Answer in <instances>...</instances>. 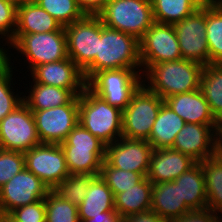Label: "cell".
Wrapping results in <instances>:
<instances>
[{
    "label": "cell",
    "mask_w": 222,
    "mask_h": 222,
    "mask_svg": "<svg viewBox=\"0 0 222 222\" xmlns=\"http://www.w3.org/2000/svg\"><path fill=\"white\" fill-rule=\"evenodd\" d=\"M142 69L139 40L125 32L105 26L101 21L98 54L83 71L88 82L97 72L111 69Z\"/></svg>",
    "instance_id": "6da1fadb"
},
{
    "label": "cell",
    "mask_w": 222,
    "mask_h": 222,
    "mask_svg": "<svg viewBox=\"0 0 222 222\" xmlns=\"http://www.w3.org/2000/svg\"><path fill=\"white\" fill-rule=\"evenodd\" d=\"M202 69L203 65L185 59L158 63L143 74V84L164 100L199 89Z\"/></svg>",
    "instance_id": "7a4b0ae2"
},
{
    "label": "cell",
    "mask_w": 222,
    "mask_h": 222,
    "mask_svg": "<svg viewBox=\"0 0 222 222\" xmlns=\"http://www.w3.org/2000/svg\"><path fill=\"white\" fill-rule=\"evenodd\" d=\"M79 119L85 129L106 145L122 137V111L88 87L79 95Z\"/></svg>",
    "instance_id": "3957f363"
},
{
    "label": "cell",
    "mask_w": 222,
    "mask_h": 222,
    "mask_svg": "<svg viewBox=\"0 0 222 222\" xmlns=\"http://www.w3.org/2000/svg\"><path fill=\"white\" fill-rule=\"evenodd\" d=\"M60 146L64 151L70 174L100 175L101 164L105 160L106 144L80 123Z\"/></svg>",
    "instance_id": "277c9868"
},
{
    "label": "cell",
    "mask_w": 222,
    "mask_h": 222,
    "mask_svg": "<svg viewBox=\"0 0 222 222\" xmlns=\"http://www.w3.org/2000/svg\"><path fill=\"white\" fill-rule=\"evenodd\" d=\"M97 15L105 26L138 40L154 23L151 0H109Z\"/></svg>",
    "instance_id": "5b68a950"
},
{
    "label": "cell",
    "mask_w": 222,
    "mask_h": 222,
    "mask_svg": "<svg viewBox=\"0 0 222 222\" xmlns=\"http://www.w3.org/2000/svg\"><path fill=\"white\" fill-rule=\"evenodd\" d=\"M143 84L142 69H111L97 72L87 87L109 105L123 111Z\"/></svg>",
    "instance_id": "8992f818"
},
{
    "label": "cell",
    "mask_w": 222,
    "mask_h": 222,
    "mask_svg": "<svg viewBox=\"0 0 222 222\" xmlns=\"http://www.w3.org/2000/svg\"><path fill=\"white\" fill-rule=\"evenodd\" d=\"M8 49L21 53L28 61V70L42 64L68 58L66 34L62 26L58 31L14 35ZM12 47V48H10Z\"/></svg>",
    "instance_id": "52a82bcc"
},
{
    "label": "cell",
    "mask_w": 222,
    "mask_h": 222,
    "mask_svg": "<svg viewBox=\"0 0 222 222\" xmlns=\"http://www.w3.org/2000/svg\"><path fill=\"white\" fill-rule=\"evenodd\" d=\"M163 103L161 97L142 84L122 111V137L148 140Z\"/></svg>",
    "instance_id": "ba28073f"
},
{
    "label": "cell",
    "mask_w": 222,
    "mask_h": 222,
    "mask_svg": "<svg viewBox=\"0 0 222 222\" xmlns=\"http://www.w3.org/2000/svg\"><path fill=\"white\" fill-rule=\"evenodd\" d=\"M68 57L84 71L98 54L101 39V19L98 15H85L64 27Z\"/></svg>",
    "instance_id": "9c48e42d"
},
{
    "label": "cell",
    "mask_w": 222,
    "mask_h": 222,
    "mask_svg": "<svg viewBox=\"0 0 222 222\" xmlns=\"http://www.w3.org/2000/svg\"><path fill=\"white\" fill-rule=\"evenodd\" d=\"M142 74L152 65L183 59L173 24L154 22L139 40Z\"/></svg>",
    "instance_id": "30bf717a"
},
{
    "label": "cell",
    "mask_w": 222,
    "mask_h": 222,
    "mask_svg": "<svg viewBox=\"0 0 222 222\" xmlns=\"http://www.w3.org/2000/svg\"><path fill=\"white\" fill-rule=\"evenodd\" d=\"M40 144L33 112L24 102L0 121V149L25 153Z\"/></svg>",
    "instance_id": "8fae6325"
},
{
    "label": "cell",
    "mask_w": 222,
    "mask_h": 222,
    "mask_svg": "<svg viewBox=\"0 0 222 222\" xmlns=\"http://www.w3.org/2000/svg\"><path fill=\"white\" fill-rule=\"evenodd\" d=\"M25 168L54 190L69 175L65 154L59 144H43L24 153Z\"/></svg>",
    "instance_id": "7c38bea8"
},
{
    "label": "cell",
    "mask_w": 222,
    "mask_h": 222,
    "mask_svg": "<svg viewBox=\"0 0 222 222\" xmlns=\"http://www.w3.org/2000/svg\"><path fill=\"white\" fill-rule=\"evenodd\" d=\"M182 58L209 64V47L206 39V2L193 14L174 24Z\"/></svg>",
    "instance_id": "4fadbf2b"
},
{
    "label": "cell",
    "mask_w": 222,
    "mask_h": 222,
    "mask_svg": "<svg viewBox=\"0 0 222 222\" xmlns=\"http://www.w3.org/2000/svg\"><path fill=\"white\" fill-rule=\"evenodd\" d=\"M49 187L35 174L24 168L0 188V214L45 199Z\"/></svg>",
    "instance_id": "5bb4252c"
},
{
    "label": "cell",
    "mask_w": 222,
    "mask_h": 222,
    "mask_svg": "<svg viewBox=\"0 0 222 222\" xmlns=\"http://www.w3.org/2000/svg\"><path fill=\"white\" fill-rule=\"evenodd\" d=\"M31 111L39 140L43 144L60 145L78 124V104H65L55 108Z\"/></svg>",
    "instance_id": "9a60e30c"
},
{
    "label": "cell",
    "mask_w": 222,
    "mask_h": 222,
    "mask_svg": "<svg viewBox=\"0 0 222 222\" xmlns=\"http://www.w3.org/2000/svg\"><path fill=\"white\" fill-rule=\"evenodd\" d=\"M152 145L147 140L120 137L106 145L105 162L114 168L147 176Z\"/></svg>",
    "instance_id": "2e32d148"
},
{
    "label": "cell",
    "mask_w": 222,
    "mask_h": 222,
    "mask_svg": "<svg viewBox=\"0 0 222 222\" xmlns=\"http://www.w3.org/2000/svg\"><path fill=\"white\" fill-rule=\"evenodd\" d=\"M213 126L186 123L176 135L172 149L189 155L196 162L215 156L219 147L214 141Z\"/></svg>",
    "instance_id": "e0dca14e"
},
{
    "label": "cell",
    "mask_w": 222,
    "mask_h": 222,
    "mask_svg": "<svg viewBox=\"0 0 222 222\" xmlns=\"http://www.w3.org/2000/svg\"><path fill=\"white\" fill-rule=\"evenodd\" d=\"M32 82L68 90H84L87 87L83 71L68 57L34 67L30 71Z\"/></svg>",
    "instance_id": "ac0fdd59"
},
{
    "label": "cell",
    "mask_w": 222,
    "mask_h": 222,
    "mask_svg": "<svg viewBox=\"0 0 222 222\" xmlns=\"http://www.w3.org/2000/svg\"><path fill=\"white\" fill-rule=\"evenodd\" d=\"M196 163L172 148L153 149L146 178L152 183L171 182Z\"/></svg>",
    "instance_id": "d6986e66"
},
{
    "label": "cell",
    "mask_w": 222,
    "mask_h": 222,
    "mask_svg": "<svg viewBox=\"0 0 222 222\" xmlns=\"http://www.w3.org/2000/svg\"><path fill=\"white\" fill-rule=\"evenodd\" d=\"M164 102L186 123L214 125V116L200 89L174 94Z\"/></svg>",
    "instance_id": "ffe728a7"
},
{
    "label": "cell",
    "mask_w": 222,
    "mask_h": 222,
    "mask_svg": "<svg viewBox=\"0 0 222 222\" xmlns=\"http://www.w3.org/2000/svg\"><path fill=\"white\" fill-rule=\"evenodd\" d=\"M28 96L23 95V102L30 110H45L65 104H79V95L84 90H68L51 85L31 82Z\"/></svg>",
    "instance_id": "44dd1931"
},
{
    "label": "cell",
    "mask_w": 222,
    "mask_h": 222,
    "mask_svg": "<svg viewBox=\"0 0 222 222\" xmlns=\"http://www.w3.org/2000/svg\"><path fill=\"white\" fill-rule=\"evenodd\" d=\"M151 209L165 222L191 211L181 200L179 185L174 181L153 184Z\"/></svg>",
    "instance_id": "7402d4cb"
},
{
    "label": "cell",
    "mask_w": 222,
    "mask_h": 222,
    "mask_svg": "<svg viewBox=\"0 0 222 222\" xmlns=\"http://www.w3.org/2000/svg\"><path fill=\"white\" fill-rule=\"evenodd\" d=\"M61 24L34 0L17 8V25L14 35H28L58 31Z\"/></svg>",
    "instance_id": "603a6c76"
},
{
    "label": "cell",
    "mask_w": 222,
    "mask_h": 222,
    "mask_svg": "<svg viewBox=\"0 0 222 222\" xmlns=\"http://www.w3.org/2000/svg\"><path fill=\"white\" fill-rule=\"evenodd\" d=\"M174 182L179 185L181 200L191 211L207 208L206 185L200 162H196Z\"/></svg>",
    "instance_id": "cb8c5ba5"
},
{
    "label": "cell",
    "mask_w": 222,
    "mask_h": 222,
    "mask_svg": "<svg viewBox=\"0 0 222 222\" xmlns=\"http://www.w3.org/2000/svg\"><path fill=\"white\" fill-rule=\"evenodd\" d=\"M185 124L186 122L164 102L147 141L153 149L172 148L176 135Z\"/></svg>",
    "instance_id": "d4e9b609"
},
{
    "label": "cell",
    "mask_w": 222,
    "mask_h": 222,
    "mask_svg": "<svg viewBox=\"0 0 222 222\" xmlns=\"http://www.w3.org/2000/svg\"><path fill=\"white\" fill-rule=\"evenodd\" d=\"M113 209L115 207L112 190L100 175L96 176L91 181L84 200L78 205L79 219H91L92 216L101 215Z\"/></svg>",
    "instance_id": "484cf974"
},
{
    "label": "cell",
    "mask_w": 222,
    "mask_h": 222,
    "mask_svg": "<svg viewBox=\"0 0 222 222\" xmlns=\"http://www.w3.org/2000/svg\"><path fill=\"white\" fill-rule=\"evenodd\" d=\"M153 184L144 177L132 188L114 196V207L121 218L151 209Z\"/></svg>",
    "instance_id": "4316f807"
},
{
    "label": "cell",
    "mask_w": 222,
    "mask_h": 222,
    "mask_svg": "<svg viewBox=\"0 0 222 222\" xmlns=\"http://www.w3.org/2000/svg\"><path fill=\"white\" fill-rule=\"evenodd\" d=\"M207 0H151L154 22L175 24L197 11Z\"/></svg>",
    "instance_id": "83f0119b"
},
{
    "label": "cell",
    "mask_w": 222,
    "mask_h": 222,
    "mask_svg": "<svg viewBox=\"0 0 222 222\" xmlns=\"http://www.w3.org/2000/svg\"><path fill=\"white\" fill-rule=\"evenodd\" d=\"M200 165L206 185L207 208L222 213V157L217 153L201 161Z\"/></svg>",
    "instance_id": "f1b7e54d"
},
{
    "label": "cell",
    "mask_w": 222,
    "mask_h": 222,
    "mask_svg": "<svg viewBox=\"0 0 222 222\" xmlns=\"http://www.w3.org/2000/svg\"><path fill=\"white\" fill-rule=\"evenodd\" d=\"M199 89L208 102L213 116L221 113L222 67L219 63H209L203 66Z\"/></svg>",
    "instance_id": "f546056e"
},
{
    "label": "cell",
    "mask_w": 222,
    "mask_h": 222,
    "mask_svg": "<svg viewBox=\"0 0 222 222\" xmlns=\"http://www.w3.org/2000/svg\"><path fill=\"white\" fill-rule=\"evenodd\" d=\"M206 39L209 47V63L222 61V6L206 1Z\"/></svg>",
    "instance_id": "4dcf8cb0"
},
{
    "label": "cell",
    "mask_w": 222,
    "mask_h": 222,
    "mask_svg": "<svg viewBox=\"0 0 222 222\" xmlns=\"http://www.w3.org/2000/svg\"><path fill=\"white\" fill-rule=\"evenodd\" d=\"M41 8L65 27L82 19L86 14L76 0H34Z\"/></svg>",
    "instance_id": "1f68e13d"
},
{
    "label": "cell",
    "mask_w": 222,
    "mask_h": 222,
    "mask_svg": "<svg viewBox=\"0 0 222 222\" xmlns=\"http://www.w3.org/2000/svg\"><path fill=\"white\" fill-rule=\"evenodd\" d=\"M46 222H80L78 206L63 199L54 190L45 198Z\"/></svg>",
    "instance_id": "d6a6232c"
},
{
    "label": "cell",
    "mask_w": 222,
    "mask_h": 222,
    "mask_svg": "<svg viewBox=\"0 0 222 222\" xmlns=\"http://www.w3.org/2000/svg\"><path fill=\"white\" fill-rule=\"evenodd\" d=\"M100 177L112 190L114 196L132 188L144 178L142 174L111 167L105 161L101 164Z\"/></svg>",
    "instance_id": "836d02e7"
},
{
    "label": "cell",
    "mask_w": 222,
    "mask_h": 222,
    "mask_svg": "<svg viewBox=\"0 0 222 222\" xmlns=\"http://www.w3.org/2000/svg\"><path fill=\"white\" fill-rule=\"evenodd\" d=\"M96 176L70 174L54 191L66 201L78 206L84 200L88 187Z\"/></svg>",
    "instance_id": "e575fe53"
},
{
    "label": "cell",
    "mask_w": 222,
    "mask_h": 222,
    "mask_svg": "<svg viewBox=\"0 0 222 222\" xmlns=\"http://www.w3.org/2000/svg\"><path fill=\"white\" fill-rule=\"evenodd\" d=\"M10 57L9 55V65L0 71V121L23 102L21 94H14L12 68L15 67H12Z\"/></svg>",
    "instance_id": "d590c367"
},
{
    "label": "cell",
    "mask_w": 222,
    "mask_h": 222,
    "mask_svg": "<svg viewBox=\"0 0 222 222\" xmlns=\"http://www.w3.org/2000/svg\"><path fill=\"white\" fill-rule=\"evenodd\" d=\"M24 168V153L0 149V188Z\"/></svg>",
    "instance_id": "8d00e7d4"
},
{
    "label": "cell",
    "mask_w": 222,
    "mask_h": 222,
    "mask_svg": "<svg viewBox=\"0 0 222 222\" xmlns=\"http://www.w3.org/2000/svg\"><path fill=\"white\" fill-rule=\"evenodd\" d=\"M17 25V8L7 1L0 0V39L9 44Z\"/></svg>",
    "instance_id": "74e56055"
},
{
    "label": "cell",
    "mask_w": 222,
    "mask_h": 222,
    "mask_svg": "<svg viewBox=\"0 0 222 222\" xmlns=\"http://www.w3.org/2000/svg\"><path fill=\"white\" fill-rule=\"evenodd\" d=\"M9 215L17 222H46L45 199L15 208Z\"/></svg>",
    "instance_id": "f35d334b"
},
{
    "label": "cell",
    "mask_w": 222,
    "mask_h": 222,
    "mask_svg": "<svg viewBox=\"0 0 222 222\" xmlns=\"http://www.w3.org/2000/svg\"><path fill=\"white\" fill-rule=\"evenodd\" d=\"M167 222H215V212L209 208L192 210L179 218Z\"/></svg>",
    "instance_id": "ab89813d"
},
{
    "label": "cell",
    "mask_w": 222,
    "mask_h": 222,
    "mask_svg": "<svg viewBox=\"0 0 222 222\" xmlns=\"http://www.w3.org/2000/svg\"><path fill=\"white\" fill-rule=\"evenodd\" d=\"M122 222H165L156 212L152 209L142 211L138 214L126 216L121 219Z\"/></svg>",
    "instance_id": "60d3db41"
},
{
    "label": "cell",
    "mask_w": 222,
    "mask_h": 222,
    "mask_svg": "<svg viewBox=\"0 0 222 222\" xmlns=\"http://www.w3.org/2000/svg\"><path fill=\"white\" fill-rule=\"evenodd\" d=\"M109 0H76L78 6L86 15H97Z\"/></svg>",
    "instance_id": "b9f144b4"
},
{
    "label": "cell",
    "mask_w": 222,
    "mask_h": 222,
    "mask_svg": "<svg viewBox=\"0 0 222 222\" xmlns=\"http://www.w3.org/2000/svg\"><path fill=\"white\" fill-rule=\"evenodd\" d=\"M121 216L113 209L112 211H106L101 215L92 216L91 219H80V222H120Z\"/></svg>",
    "instance_id": "7bdbcfd3"
},
{
    "label": "cell",
    "mask_w": 222,
    "mask_h": 222,
    "mask_svg": "<svg viewBox=\"0 0 222 222\" xmlns=\"http://www.w3.org/2000/svg\"><path fill=\"white\" fill-rule=\"evenodd\" d=\"M214 141L218 147L222 146V112L214 117Z\"/></svg>",
    "instance_id": "ee69618b"
},
{
    "label": "cell",
    "mask_w": 222,
    "mask_h": 222,
    "mask_svg": "<svg viewBox=\"0 0 222 222\" xmlns=\"http://www.w3.org/2000/svg\"><path fill=\"white\" fill-rule=\"evenodd\" d=\"M1 45V43H0ZM6 43L2 46H0V68H6L9 65V54L8 53V49L3 48V46H5ZM6 49V50H5Z\"/></svg>",
    "instance_id": "f6af8a7d"
},
{
    "label": "cell",
    "mask_w": 222,
    "mask_h": 222,
    "mask_svg": "<svg viewBox=\"0 0 222 222\" xmlns=\"http://www.w3.org/2000/svg\"><path fill=\"white\" fill-rule=\"evenodd\" d=\"M9 2L10 4L14 5L16 8L22 6L25 2L30 0H4Z\"/></svg>",
    "instance_id": "bcb514c9"
},
{
    "label": "cell",
    "mask_w": 222,
    "mask_h": 222,
    "mask_svg": "<svg viewBox=\"0 0 222 222\" xmlns=\"http://www.w3.org/2000/svg\"><path fill=\"white\" fill-rule=\"evenodd\" d=\"M3 222H17L9 214L3 215Z\"/></svg>",
    "instance_id": "7dc6e473"
},
{
    "label": "cell",
    "mask_w": 222,
    "mask_h": 222,
    "mask_svg": "<svg viewBox=\"0 0 222 222\" xmlns=\"http://www.w3.org/2000/svg\"><path fill=\"white\" fill-rule=\"evenodd\" d=\"M222 213H215V222H222Z\"/></svg>",
    "instance_id": "c3c4849f"
},
{
    "label": "cell",
    "mask_w": 222,
    "mask_h": 222,
    "mask_svg": "<svg viewBox=\"0 0 222 222\" xmlns=\"http://www.w3.org/2000/svg\"><path fill=\"white\" fill-rule=\"evenodd\" d=\"M218 154L222 157V148H218Z\"/></svg>",
    "instance_id": "681fc988"
},
{
    "label": "cell",
    "mask_w": 222,
    "mask_h": 222,
    "mask_svg": "<svg viewBox=\"0 0 222 222\" xmlns=\"http://www.w3.org/2000/svg\"><path fill=\"white\" fill-rule=\"evenodd\" d=\"M213 1L219 3L222 6V0H213Z\"/></svg>",
    "instance_id": "f907efd6"
},
{
    "label": "cell",
    "mask_w": 222,
    "mask_h": 222,
    "mask_svg": "<svg viewBox=\"0 0 222 222\" xmlns=\"http://www.w3.org/2000/svg\"><path fill=\"white\" fill-rule=\"evenodd\" d=\"M0 222H3V215L0 214Z\"/></svg>",
    "instance_id": "816d5d0a"
}]
</instances>
